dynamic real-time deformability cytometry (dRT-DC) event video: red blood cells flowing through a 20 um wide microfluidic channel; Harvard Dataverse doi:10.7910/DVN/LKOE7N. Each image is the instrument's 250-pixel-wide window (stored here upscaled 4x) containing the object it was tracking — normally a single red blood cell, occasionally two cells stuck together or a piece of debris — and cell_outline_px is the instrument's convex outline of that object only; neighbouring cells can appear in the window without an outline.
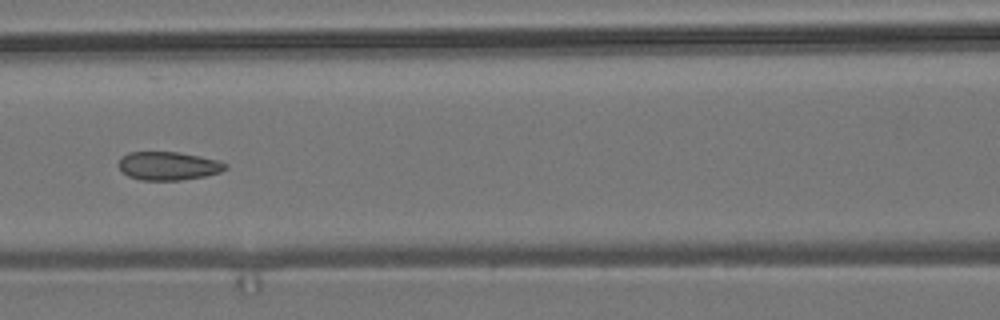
{"species": "common noctule bat (a hibernating species)", "species_latin": "Nyctalus noctula", "temperature_condition": "room temperature", "stored_images_in_passage": 8, "camera_frame_rate_fps": 3000, "um_per_image_px": 0.085, "animal": {"sex": "male", "body_mass_g": 19.2, "forearm_length_mm": 51.8}, "frame": {"image": 1, "passage_image": 8, "time_ms": 8.0, "image_size_px": [1000, 320], "cell_outline_px": [[228, 168], [220, 172], [204, 176], [180, 180], [140, 180], [128, 176], [116, 164], [120, 156], [128, 152], [180, 152], [200, 156], [216, 160], [228, 164]], "centroid_in_image_um": [14.27, 14.09], "position_along_channel_um": 152.3, "area_um2": 17.8}}